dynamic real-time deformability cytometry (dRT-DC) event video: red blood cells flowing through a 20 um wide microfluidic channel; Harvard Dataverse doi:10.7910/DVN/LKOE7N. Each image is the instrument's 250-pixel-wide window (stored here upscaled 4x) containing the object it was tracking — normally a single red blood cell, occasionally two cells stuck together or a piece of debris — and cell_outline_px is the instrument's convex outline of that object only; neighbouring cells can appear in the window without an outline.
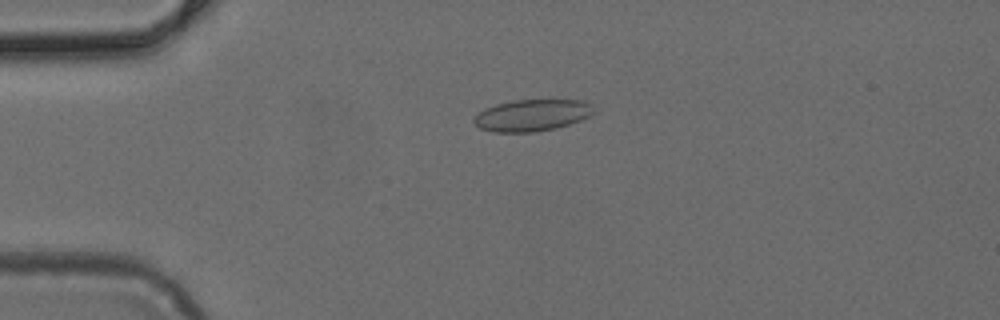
{"species": "common noctule bat (a hibernating species)", "species_latin": "Nyctalus noctula", "temperature_condition": "cold", "stored_images_in_passage": 3, "camera_frame_rate_fps": 3000, "um_per_image_px": 0.085, "animal": {"sex": "female", "body_mass_g": 24.6, "forearm_length_mm": 56.2}, "frame": {"image": 1, "passage_image": 2, "time_ms": 0.333, "image_size_px": [1000, 320], "cell_outline_px": [[592, 112], [588, 116], [580, 120], [556, 128], [536, 132], [492, 132], [480, 128], [472, 120], [484, 108], [496, 104], [512, 100], [580, 100], [592, 104]], "centroid_in_image_um": [45.18, 9.8], "position_along_channel_um": 39.8, "area_um2": 21.96}}